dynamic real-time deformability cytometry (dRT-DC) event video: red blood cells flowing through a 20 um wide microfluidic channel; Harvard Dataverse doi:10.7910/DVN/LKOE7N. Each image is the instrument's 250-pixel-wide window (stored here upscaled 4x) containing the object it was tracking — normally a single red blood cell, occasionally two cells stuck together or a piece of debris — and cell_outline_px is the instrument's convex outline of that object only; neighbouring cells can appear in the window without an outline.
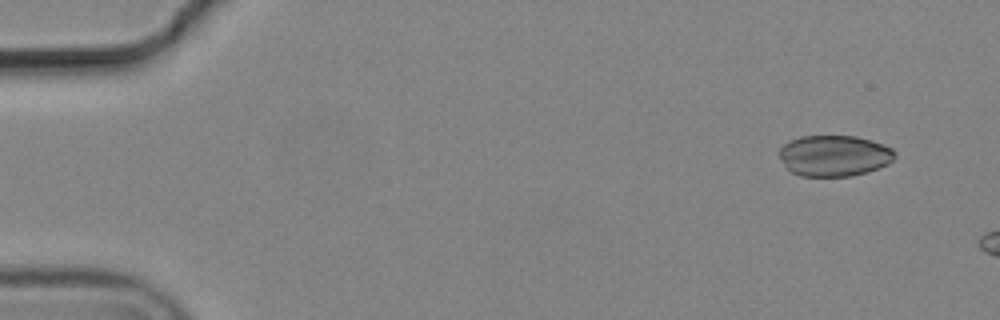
{"species": "common noctule bat (a hibernating species)", "species_latin": "Nyctalus noctula", "temperature_condition": "cold", "stored_images_in_passage": 3, "camera_frame_rate_fps": 3000, "um_per_image_px": 0.085, "animal": {"sex": "male", "body_mass_g": 19.2, "forearm_length_mm": 51.8}, "frame": {"image": 1, "passage_image": 1, "time_ms": 0.0, "image_size_px": [1000, 320], "cell_outline_px": [[896, 156], [888, 164], [868, 172], [852, 176], [800, 176], [792, 172], [784, 164], [780, 156], [780, 148], [784, 144], [800, 136], [856, 136], [872, 140], [884, 144], [892, 148], [896, 152]], "centroid_in_image_um": [70.95, 13.23], "position_along_channel_um": 14.0, "area_um2": 27.69}}